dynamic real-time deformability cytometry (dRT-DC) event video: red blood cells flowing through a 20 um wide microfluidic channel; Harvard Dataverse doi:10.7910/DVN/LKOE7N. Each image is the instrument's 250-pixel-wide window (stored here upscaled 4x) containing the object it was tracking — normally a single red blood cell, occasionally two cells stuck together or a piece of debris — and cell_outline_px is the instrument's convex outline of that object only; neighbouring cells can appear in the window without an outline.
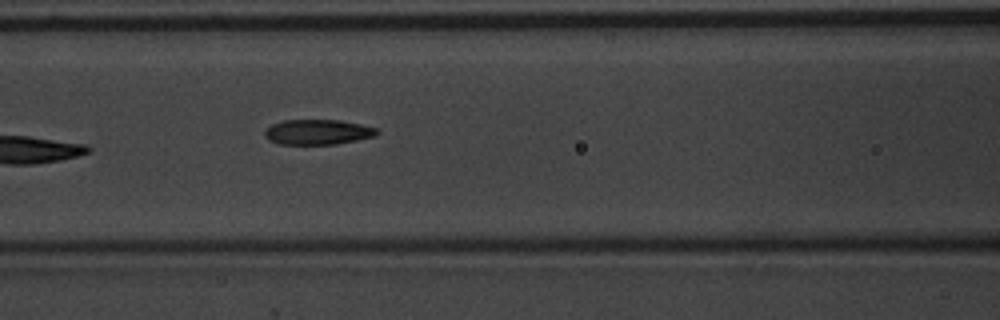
{"species": "common noctule bat (a hibernating species)", "species_latin": "Nyctalus noctula", "temperature_condition": "warm", "stored_images_in_passage": 11, "camera_frame_rate_fps": 3000, "um_per_image_px": 0.085, "animal": {"sex": "male", "body_mass_g": 20.1, "forearm_length_mm": 53.5}, "frame": {"image": 1, "passage_image": 8, "time_ms": 2.333, "image_size_px": [1000, 320], "cell_outline_px": [[380, 132], [376, 136], [336, 144], [280, 144], [268, 140], [264, 136], [264, 128], [272, 124], [284, 120], [340, 120], [360, 124], [376, 128]], "centroid_in_image_um": [26.98, 11.22], "position_along_channel_um": 139.6, "area_um2": 16.53}}